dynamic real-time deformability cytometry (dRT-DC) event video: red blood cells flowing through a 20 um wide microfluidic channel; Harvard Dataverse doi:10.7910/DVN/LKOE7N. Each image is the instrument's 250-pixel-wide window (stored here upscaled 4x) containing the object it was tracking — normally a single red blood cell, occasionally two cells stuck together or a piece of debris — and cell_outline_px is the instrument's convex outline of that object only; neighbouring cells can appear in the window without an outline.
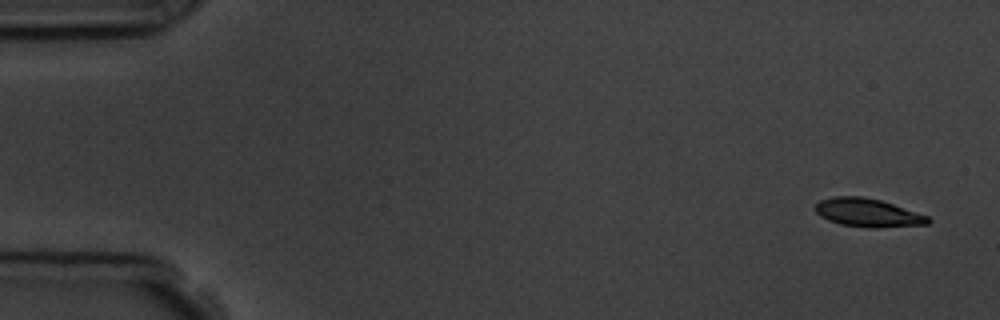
{"species": "common noctule bat (a hibernating species)", "species_latin": "Nyctalus noctula", "temperature_condition": "room temperature", "stored_images_in_passage": 4, "camera_frame_rate_fps": 3000, "um_per_image_px": 0.085, "animal": {"sex": "male", "body_mass_g": 19.5, "forearm_length_mm": 54.6}, "frame": {"image": 1, "passage_image": 1, "time_ms": 0.0, "image_size_px": [1000, 320], "cell_outline_px": [[932, 220], [928, 224], [876, 228], [868, 228], [840, 224], [828, 220], [820, 216], [816, 212], [816, 204], [820, 200], [832, 196], [864, 196], [880, 200], [928, 216]], "centroid_in_image_um": [73.75, 18.08], "position_along_channel_um": 11.3, "area_um2": 18.61}}